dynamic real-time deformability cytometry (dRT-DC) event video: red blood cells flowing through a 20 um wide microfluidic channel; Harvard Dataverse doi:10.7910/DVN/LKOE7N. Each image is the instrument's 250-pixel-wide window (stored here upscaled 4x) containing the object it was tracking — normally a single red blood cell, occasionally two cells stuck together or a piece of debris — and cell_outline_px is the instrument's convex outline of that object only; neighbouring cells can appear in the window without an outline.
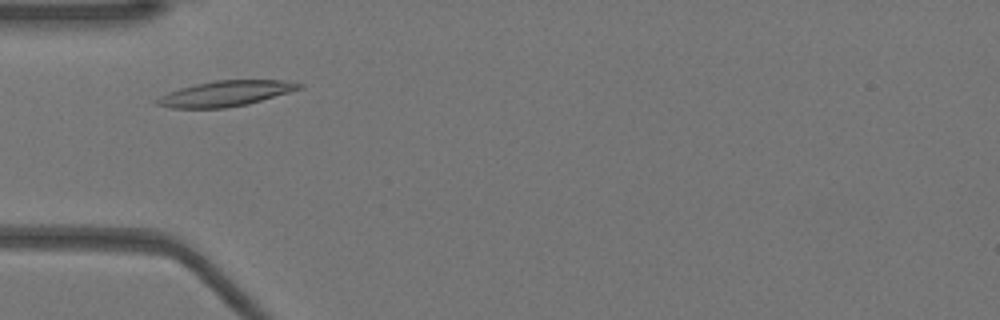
{"species": "Egyptian fruit bat (a non-hibernating species)", "species_latin": "Rousettus aegyptiacus", "temperature_condition": "warm", "stored_images_in_passage": 34, "camera_frame_rate_fps": 3000, "um_per_image_px": 0.085, "animal": {"sex": "female"}, "frame": {"image": 1, "passage_image": 7, "time_ms": 2.0, "image_size_px": [1000, 320], "cell_outline_px": [[304, 88], [248, 104], [224, 108], [172, 108], [156, 104], [152, 100], [168, 92], [180, 88], [196, 84], [216, 80], [280, 80], [304, 84]], "centroid_in_image_um": [19.17, 7.95], "position_along_channel_um": 65.8, "area_um2": 21.1}}
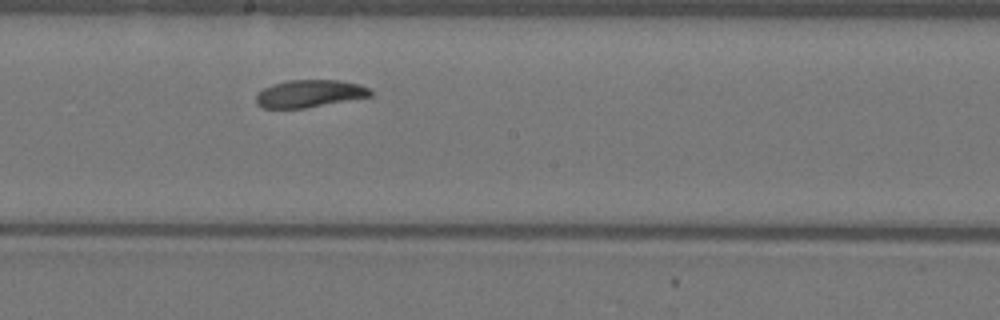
{"frame": {"image": 2, "passage_image": 19, "time_ms": 6.0, "image_size_px": [1000, 320], "cell_outline_px": [[372, 96], [304, 108], [264, 108], [256, 104], [256, 96], [264, 88], [272, 84], [288, 80], [336, 80], [360, 84], [368, 88], [372, 92]], "centroid_in_image_um": [26.3, 7.95], "position_along_channel_um": 221.9, "area_um2": 18.15}}
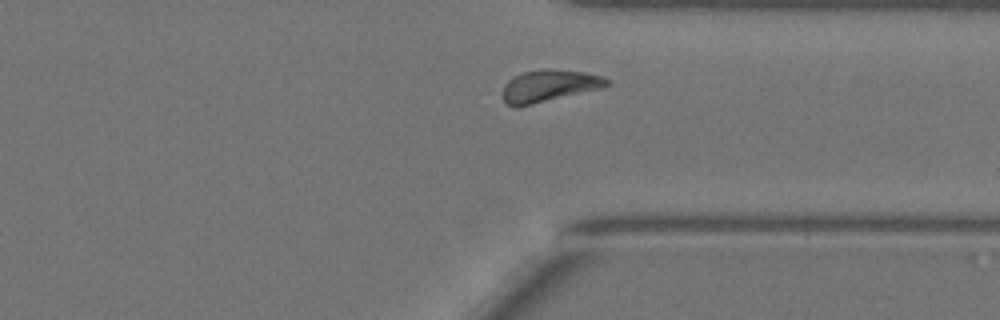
{"frame": {"image": 3, "passage_image": 30, "time_ms": 9.667, "image_size_px": [1000, 320], "cell_outline_px": [[612, 80], [608, 84], [600, 88], [532, 104], [508, 104], [504, 100], [504, 84], [508, 80], [520, 72], [544, 68], [584, 72], [600, 76]], "centroid_in_image_um": [46.69, 7.25], "position_along_channel_um": 364.7, "area_um2": 18.84}, "authors_computed_cell_mechanics": {"area_um2": 18.8717, "velocity_mm_per_s": 3.9157, "shape_relaxation_time_tau1_ms": 3.8983, "shape_relaxation_time_tau2_ms": null, "deformation_change_tau1": 0.1039, "deformation_change_tau2": null}}